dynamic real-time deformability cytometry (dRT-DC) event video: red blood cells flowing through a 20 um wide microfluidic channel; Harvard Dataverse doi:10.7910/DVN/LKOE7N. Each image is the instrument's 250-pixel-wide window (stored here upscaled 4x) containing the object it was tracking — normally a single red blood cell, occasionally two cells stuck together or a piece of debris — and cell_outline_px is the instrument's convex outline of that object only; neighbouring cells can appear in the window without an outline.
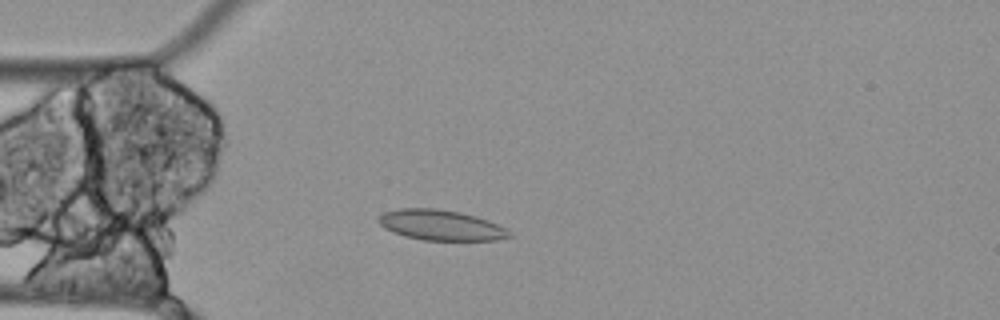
{"species": "Egyptian fruit bat (a non-hibernating species)", "species_latin": "Rousettus aegyptiacus", "temperature_condition": "cold", "stored_images_in_passage": 5, "camera_frame_rate_fps": 3000, "um_per_image_px": 0.085, "animal": {"sex": "female"}, "frame": {"image": 1, "passage_image": 5, "time_ms": 1.333, "image_size_px": [1000, 320], "cell_outline_px": [[512, 236], [496, 240], [424, 240], [404, 236], [392, 232], [384, 228], [376, 220], [384, 212], [400, 208], [436, 208], [460, 212], [508, 228], [512, 232]], "centroid_in_image_um": [37.45, 19.14], "position_along_channel_um": 47.6, "area_um2": 23.06}}